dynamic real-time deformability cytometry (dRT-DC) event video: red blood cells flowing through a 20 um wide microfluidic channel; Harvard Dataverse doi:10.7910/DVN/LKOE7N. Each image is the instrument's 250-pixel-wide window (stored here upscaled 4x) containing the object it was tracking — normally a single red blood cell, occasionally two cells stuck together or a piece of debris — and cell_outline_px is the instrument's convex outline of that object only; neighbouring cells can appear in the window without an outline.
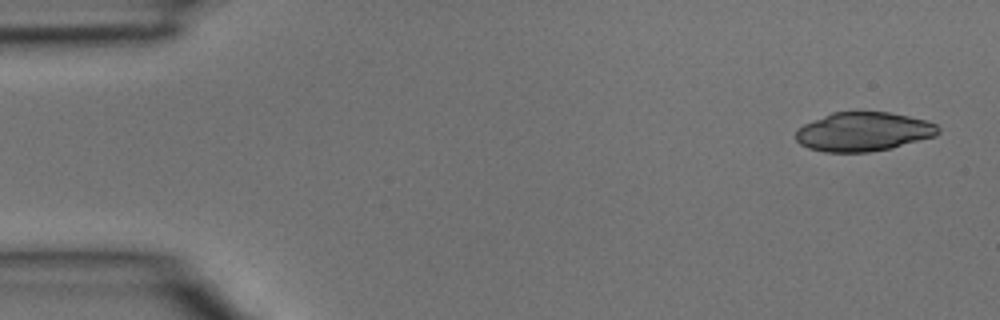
{"species": "common noctule bat (a hibernating species)", "species_latin": "Nyctalus noctula", "temperature_condition": "room temperature", "stored_images_in_passage": 3, "camera_frame_rate_fps": 3000, "um_per_image_px": 0.085, "animal": {"sex": "male", "body_mass_g": 15.6}, "frame": {"image": 1, "passage_image": 1, "time_ms": 0.0, "image_size_px": [1000, 320], "cell_outline_px": [[940, 132], [936, 136], [892, 148], [868, 152], [824, 152], [808, 148], [800, 144], [796, 140], [796, 128], [804, 124], [832, 112], [888, 112], [908, 116], [924, 120], [936, 124], [940, 128]], "centroid_in_image_um": [73.38, 11.2], "position_along_channel_um": 11.6, "area_um2": 32.43}}